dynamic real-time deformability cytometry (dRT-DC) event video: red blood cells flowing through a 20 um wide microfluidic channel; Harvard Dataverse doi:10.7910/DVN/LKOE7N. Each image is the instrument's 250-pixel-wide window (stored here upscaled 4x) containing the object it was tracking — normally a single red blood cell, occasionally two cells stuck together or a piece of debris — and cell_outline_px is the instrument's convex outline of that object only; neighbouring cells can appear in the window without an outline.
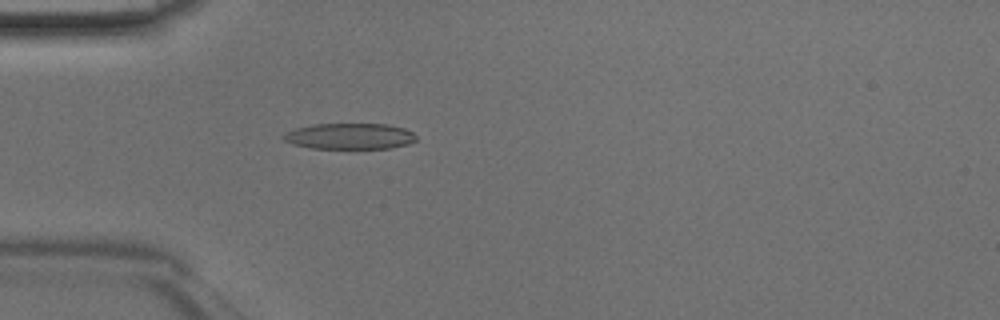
{"species": "Egyptian fruit bat (a non-hibernating species)", "species_latin": "Rousettus aegyptiacus", "temperature_condition": "room temperature", "stored_images_in_passage": 41, "camera_frame_rate_fps": 3000, "um_per_image_px": 0.085, "animal": {"sex": "male"}, "frame": {"image": 1, "passage_image": 9, "time_ms": 2.667, "image_size_px": [1000, 320], "cell_outline_px": [[416, 140], [408, 144], [388, 148], [312, 148], [292, 144], [284, 140], [284, 136], [288, 132], [296, 128], [312, 124], [388, 124], [404, 128], [412, 132], [416, 136]], "centroid_in_image_um": [29.75, 11.57], "position_along_channel_um": 55.2, "area_um2": 19.88}}
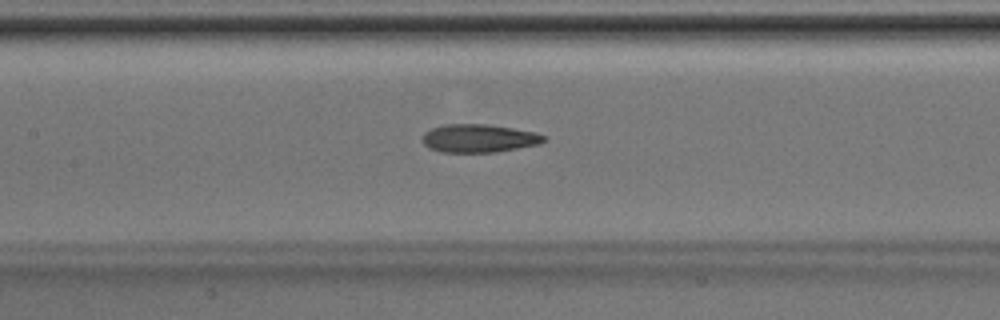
{"frame": {"image": 2, "passage_image": 17, "time_ms": 5.333, "image_size_px": [1000, 320], "cell_outline_px": [[548, 140], [540, 144], [496, 152], [440, 152], [428, 148], [424, 144], [424, 132], [432, 128], [448, 124], [488, 124], [536, 132], [544, 136]], "centroid_in_image_um": [40.73, 11.76], "position_along_channel_um": 166.7, "area_um2": 19.94}}
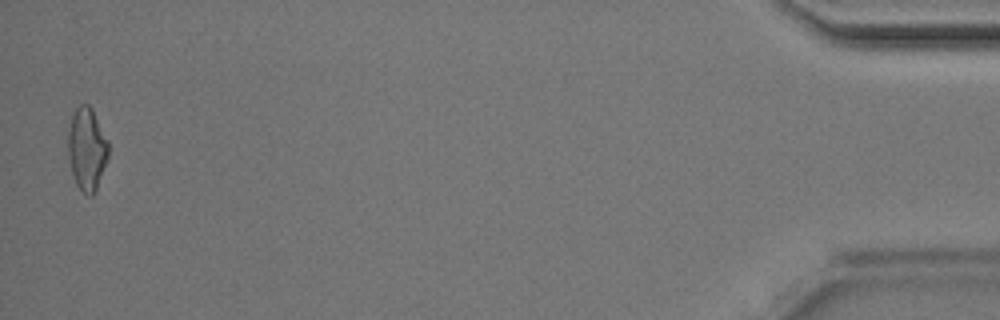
{"frame": {"image": 3, "passage_image": 41, "time_ms": 13.333, "image_size_px": [1000, 320], "cell_outline_px": [[108, 156], [96, 188], [92, 196], [88, 196], [80, 192], [72, 176], [68, 156], [68, 132], [72, 112], [80, 104], [88, 104], [92, 108], [108, 140]], "centroid_in_image_um": [7.36, 12.66], "position_along_channel_um": 427.8, "area_um2": 19.59}}